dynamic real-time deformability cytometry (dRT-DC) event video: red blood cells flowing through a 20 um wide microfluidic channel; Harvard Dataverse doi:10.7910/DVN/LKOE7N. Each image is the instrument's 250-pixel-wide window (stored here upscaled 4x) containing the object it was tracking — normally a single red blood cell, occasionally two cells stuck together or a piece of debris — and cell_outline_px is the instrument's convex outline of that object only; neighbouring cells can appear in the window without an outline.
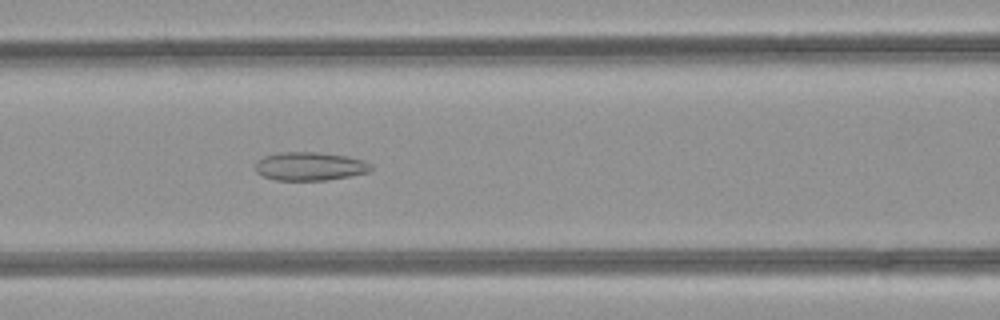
{"species": "common noctule bat (a hibernating species)", "species_latin": "Nyctalus noctula", "temperature_condition": "room temperature", "stored_images_in_passage": 33, "camera_frame_rate_fps": 3000, "um_per_image_px": 0.085, "animal": {"sex": "female", "body_mass_g": 21.9}, "frame": {"image": 1, "passage_image": 10, "time_ms": 3.0, "image_size_px": [1000, 320], "cell_outline_px": [[372, 168], [368, 172], [348, 176], [324, 180], [276, 180], [264, 176], [256, 172], [256, 160], [264, 156], [276, 152], [320, 152], [344, 156], [364, 160], [372, 164]], "centroid_in_image_um": [26.31, 14.12], "position_along_channel_um": 140.3, "area_um2": 19.13}}
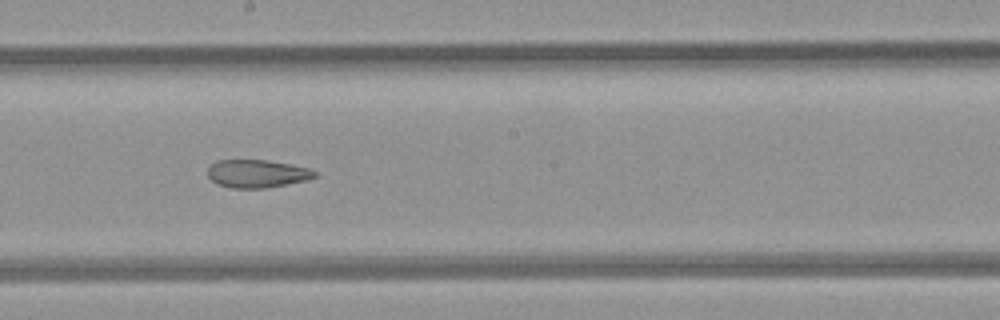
{"frame": {"image": 2, "passage_image": 16, "time_ms": 5.0, "image_size_px": [1000, 320], "cell_outline_px": [[320, 176], [308, 180], [288, 184], [264, 188], [232, 188], [216, 184], [208, 176], [208, 168], [216, 160], [268, 160], [308, 168], [316, 172]], "centroid_in_image_um": [21.87, 14.76], "position_along_channel_um": 226.3, "area_um2": 17.51}}
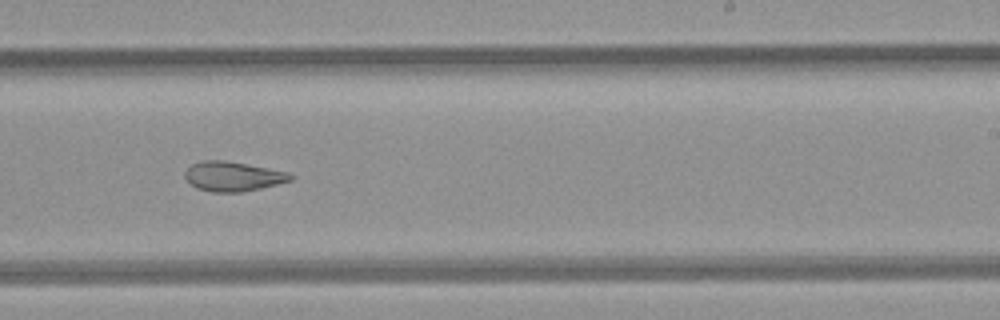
{"frame": {"image": 3, "passage_image": 19, "time_ms": 6.0, "image_size_px": [1000, 320], "cell_outline_px": [[292, 180], [244, 192], [212, 192], [196, 188], [184, 176], [184, 172], [192, 164], [200, 160], [224, 160], [288, 172], [292, 176]], "centroid_in_image_um": [19.76, 14.99], "position_along_channel_um": 269.2, "area_um2": 18.03}, "authors_computed_cell_mechanics": {"area_um2": 19.5942, "velocity_mm_per_s": 4.3041, "shape_relaxation_time_tau1_ms": null, "shape_relaxation_time_tau2_ms": 3.2369, "deformation_change_tau1": null, "deformation_change_tau2": 0.1009}}